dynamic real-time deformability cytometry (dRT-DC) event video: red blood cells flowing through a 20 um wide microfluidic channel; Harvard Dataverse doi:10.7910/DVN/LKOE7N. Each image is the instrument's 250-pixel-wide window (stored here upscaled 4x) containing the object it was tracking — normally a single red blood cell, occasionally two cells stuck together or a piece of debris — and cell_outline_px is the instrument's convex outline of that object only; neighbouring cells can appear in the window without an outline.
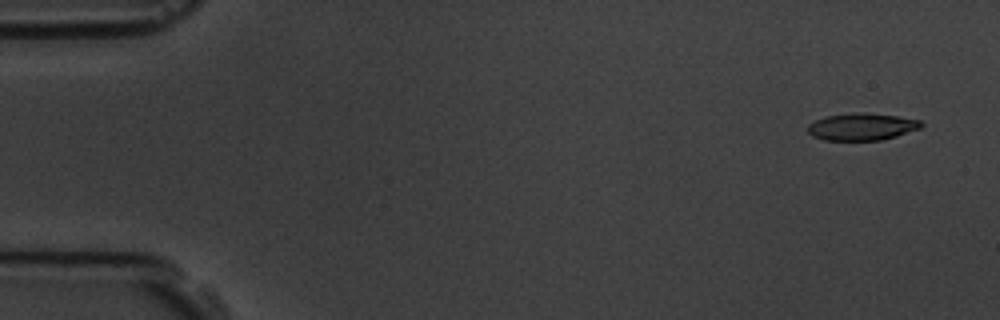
{"species": "common noctule bat (a hibernating species)", "species_latin": "Nyctalus noctula", "temperature_condition": "room temperature", "stored_images_in_passage": 4, "camera_frame_rate_fps": 3000, "um_per_image_px": 0.085, "animal": {"sex": "male", "body_mass_g": 19.5, "forearm_length_mm": 54.6}, "frame": {"image": 1, "passage_image": 1, "time_ms": 0.0, "image_size_px": [1000, 320], "cell_outline_px": [[924, 124], [920, 128], [896, 136], [880, 140], [824, 140], [812, 136], [808, 132], [808, 124], [824, 116], [856, 112], [864, 112], [896, 116], [920, 120]], "centroid_in_image_um": [73.23, 10.76], "position_along_channel_um": 11.8, "area_um2": 17.92}}
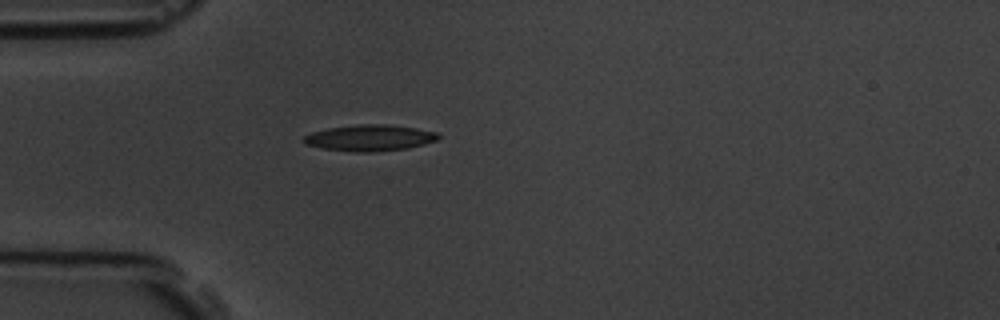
{"frame": {"image": 2, "passage_image": 4, "time_ms": 4.333, "image_size_px": [1000, 320], "cell_outline_px": [[440, 136], [436, 140], [424, 144], [408, 148], [372, 152], [356, 152], [324, 148], [304, 144], [300, 140], [304, 136], [312, 132], [328, 128], [360, 124], [384, 124], [416, 128], [436, 132]], "centroid_in_image_um": [31.4, 11.72], "position_along_channel_um": 53.6, "area_um2": 20.46}}